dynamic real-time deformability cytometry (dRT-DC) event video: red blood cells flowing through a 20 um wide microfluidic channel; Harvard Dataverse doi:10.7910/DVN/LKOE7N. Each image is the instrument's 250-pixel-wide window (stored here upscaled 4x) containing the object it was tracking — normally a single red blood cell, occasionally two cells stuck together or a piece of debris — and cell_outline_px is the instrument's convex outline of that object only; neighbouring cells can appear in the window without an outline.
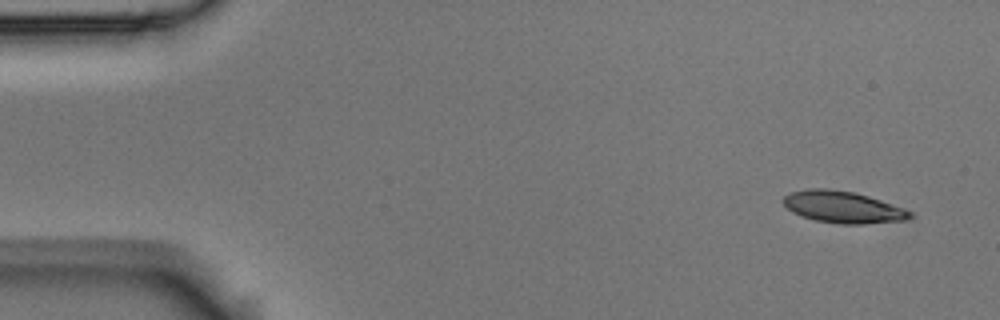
{"species": "Egyptian fruit bat (a non-hibernating species)", "species_latin": "Rousettus aegyptiacus", "temperature_condition": "room temperature", "stored_images_in_passage": 7, "camera_frame_rate_fps": 3000, "um_per_image_px": 0.085, "animal": {"sex": "male"}, "frame": {"image": 1, "passage_image": 1, "time_ms": 0.0, "image_size_px": [1000, 320], "cell_outline_px": [[912, 216], [908, 220], [864, 224], [840, 224], [816, 220], [800, 216], [792, 212], [780, 200], [784, 196], [792, 192], [808, 188], [824, 188], [852, 192], [868, 196], [904, 208], [912, 212]], "centroid_in_image_um": [71.64, 17.61], "position_along_channel_um": 13.4, "area_um2": 23.47}}
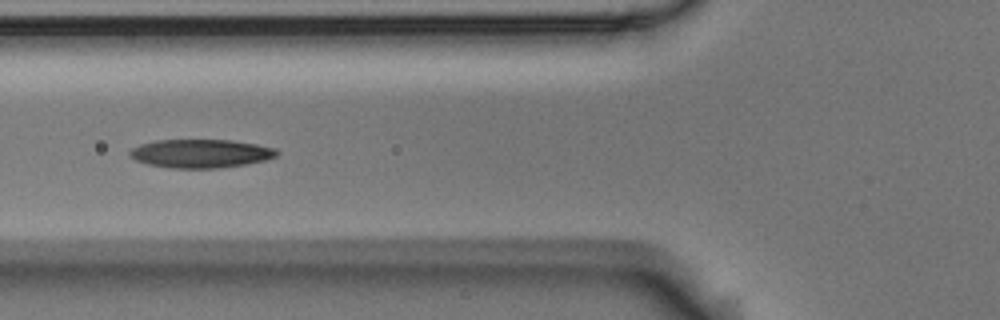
{"frame": {"image": 2, "passage_image": 6, "time_ms": 1.667, "image_size_px": [1000, 320], "cell_outline_px": [[280, 152], [276, 156], [264, 160], [244, 164], [220, 168], [168, 168], [148, 164], [136, 160], [128, 156], [128, 152], [132, 148], [140, 144], [156, 140], [232, 140], [256, 144], [276, 148]], "centroid_in_image_um": [17.04, 13.04], "position_along_channel_um": 108.8, "area_um2": 24.51}}
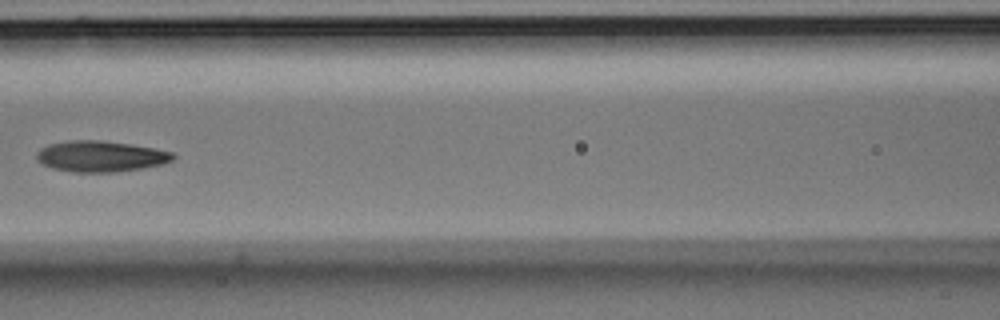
{"frame": {"image": 3, "passage_image": 7, "time_ms": 2.0, "image_size_px": [1000, 320], "cell_outline_px": [[176, 156], [172, 160], [164, 164], [144, 168], [116, 172], [72, 172], [52, 168], [36, 160], [36, 152], [40, 148], [48, 144], [68, 140], [100, 140], [128, 144], [152, 148], [172, 152]], "centroid_in_image_um": [8.53, 13.29], "position_along_channel_um": 158.1, "area_um2": 24.68}}